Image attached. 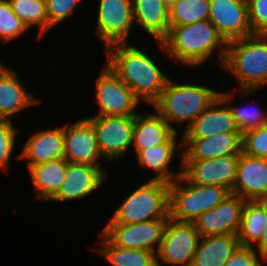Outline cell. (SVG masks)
Instances as JSON below:
<instances>
[{
  "mask_svg": "<svg viewBox=\"0 0 267 266\" xmlns=\"http://www.w3.org/2000/svg\"><path fill=\"white\" fill-rule=\"evenodd\" d=\"M135 44H113L105 48V64L141 102L152 106L169 79L149 54Z\"/></svg>",
  "mask_w": 267,
  "mask_h": 266,
  "instance_id": "obj_1",
  "label": "cell"
},
{
  "mask_svg": "<svg viewBox=\"0 0 267 266\" xmlns=\"http://www.w3.org/2000/svg\"><path fill=\"white\" fill-rule=\"evenodd\" d=\"M155 44H158L159 49L166 53L170 60L186 68L203 65L217 51V60H220L222 65L227 49V43L209 20L169 26L167 36Z\"/></svg>",
  "mask_w": 267,
  "mask_h": 266,
  "instance_id": "obj_2",
  "label": "cell"
},
{
  "mask_svg": "<svg viewBox=\"0 0 267 266\" xmlns=\"http://www.w3.org/2000/svg\"><path fill=\"white\" fill-rule=\"evenodd\" d=\"M221 67L237 79L241 95L261 90L267 85V35L253 34L227 43Z\"/></svg>",
  "mask_w": 267,
  "mask_h": 266,
  "instance_id": "obj_3",
  "label": "cell"
},
{
  "mask_svg": "<svg viewBox=\"0 0 267 266\" xmlns=\"http://www.w3.org/2000/svg\"><path fill=\"white\" fill-rule=\"evenodd\" d=\"M219 90L190 82L168 79L160 98L151 106L176 132L175 125L185 124L184 130L219 96ZM174 123V124H173Z\"/></svg>",
  "mask_w": 267,
  "mask_h": 266,
  "instance_id": "obj_4",
  "label": "cell"
},
{
  "mask_svg": "<svg viewBox=\"0 0 267 266\" xmlns=\"http://www.w3.org/2000/svg\"><path fill=\"white\" fill-rule=\"evenodd\" d=\"M231 192L225 187L190 183L183 175L169 186V218L193 222L221 203Z\"/></svg>",
  "mask_w": 267,
  "mask_h": 266,
  "instance_id": "obj_5",
  "label": "cell"
},
{
  "mask_svg": "<svg viewBox=\"0 0 267 266\" xmlns=\"http://www.w3.org/2000/svg\"><path fill=\"white\" fill-rule=\"evenodd\" d=\"M169 186L147 180L128 195L107 223L133 224L169 218Z\"/></svg>",
  "mask_w": 267,
  "mask_h": 266,
  "instance_id": "obj_6",
  "label": "cell"
},
{
  "mask_svg": "<svg viewBox=\"0 0 267 266\" xmlns=\"http://www.w3.org/2000/svg\"><path fill=\"white\" fill-rule=\"evenodd\" d=\"M94 127L102 159L117 161L132 147L135 115L86 116Z\"/></svg>",
  "mask_w": 267,
  "mask_h": 266,
  "instance_id": "obj_7",
  "label": "cell"
},
{
  "mask_svg": "<svg viewBox=\"0 0 267 266\" xmlns=\"http://www.w3.org/2000/svg\"><path fill=\"white\" fill-rule=\"evenodd\" d=\"M200 238L193 222L168 218L156 252L157 266H191Z\"/></svg>",
  "mask_w": 267,
  "mask_h": 266,
  "instance_id": "obj_8",
  "label": "cell"
},
{
  "mask_svg": "<svg viewBox=\"0 0 267 266\" xmlns=\"http://www.w3.org/2000/svg\"><path fill=\"white\" fill-rule=\"evenodd\" d=\"M95 91L100 111L90 116L136 115V109L142 104L106 64L96 78Z\"/></svg>",
  "mask_w": 267,
  "mask_h": 266,
  "instance_id": "obj_9",
  "label": "cell"
},
{
  "mask_svg": "<svg viewBox=\"0 0 267 266\" xmlns=\"http://www.w3.org/2000/svg\"><path fill=\"white\" fill-rule=\"evenodd\" d=\"M95 35L104 48L113 44L128 43L133 30L131 0H99Z\"/></svg>",
  "mask_w": 267,
  "mask_h": 266,
  "instance_id": "obj_10",
  "label": "cell"
},
{
  "mask_svg": "<svg viewBox=\"0 0 267 266\" xmlns=\"http://www.w3.org/2000/svg\"><path fill=\"white\" fill-rule=\"evenodd\" d=\"M168 219L122 224L107 223L101 232L116 246L156 253Z\"/></svg>",
  "mask_w": 267,
  "mask_h": 266,
  "instance_id": "obj_11",
  "label": "cell"
},
{
  "mask_svg": "<svg viewBox=\"0 0 267 266\" xmlns=\"http://www.w3.org/2000/svg\"><path fill=\"white\" fill-rule=\"evenodd\" d=\"M240 155L182 160V175L190 182L225 187L232 193Z\"/></svg>",
  "mask_w": 267,
  "mask_h": 266,
  "instance_id": "obj_12",
  "label": "cell"
},
{
  "mask_svg": "<svg viewBox=\"0 0 267 266\" xmlns=\"http://www.w3.org/2000/svg\"><path fill=\"white\" fill-rule=\"evenodd\" d=\"M209 21L226 43L253 35L242 0H210Z\"/></svg>",
  "mask_w": 267,
  "mask_h": 266,
  "instance_id": "obj_13",
  "label": "cell"
},
{
  "mask_svg": "<svg viewBox=\"0 0 267 266\" xmlns=\"http://www.w3.org/2000/svg\"><path fill=\"white\" fill-rule=\"evenodd\" d=\"M100 157L102 159L95 129L86 118L64 125V159L67 162L98 166L108 175V171L98 160Z\"/></svg>",
  "mask_w": 267,
  "mask_h": 266,
  "instance_id": "obj_14",
  "label": "cell"
},
{
  "mask_svg": "<svg viewBox=\"0 0 267 266\" xmlns=\"http://www.w3.org/2000/svg\"><path fill=\"white\" fill-rule=\"evenodd\" d=\"M245 202L238 195L229 194L221 203L193 221L199 235H237Z\"/></svg>",
  "mask_w": 267,
  "mask_h": 266,
  "instance_id": "obj_15",
  "label": "cell"
},
{
  "mask_svg": "<svg viewBox=\"0 0 267 266\" xmlns=\"http://www.w3.org/2000/svg\"><path fill=\"white\" fill-rule=\"evenodd\" d=\"M108 175L98 166L67 162L64 182L50 202L84 199L96 192Z\"/></svg>",
  "mask_w": 267,
  "mask_h": 266,
  "instance_id": "obj_16",
  "label": "cell"
},
{
  "mask_svg": "<svg viewBox=\"0 0 267 266\" xmlns=\"http://www.w3.org/2000/svg\"><path fill=\"white\" fill-rule=\"evenodd\" d=\"M232 194L245 201L267 200V159L242 152Z\"/></svg>",
  "mask_w": 267,
  "mask_h": 266,
  "instance_id": "obj_17",
  "label": "cell"
},
{
  "mask_svg": "<svg viewBox=\"0 0 267 266\" xmlns=\"http://www.w3.org/2000/svg\"><path fill=\"white\" fill-rule=\"evenodd\" d=\"M181 140L182 160H205L242 153V133H218L207 138Z\"/></svg>",
  "mask_w": 267,
  "mask_h": 266,
  "instance_id": "obj_18",
  "label": "cell"
},
{
  "mask_svg": "<svg viewBox=\"0 0 267 266\" xmlns=\"http://www.w3.org/2000/svg\"><path fill=\"white\" fill-rule=\"evenodd\" d=\"M177 134L178 132H175L165 143L141 150L135 154L141 167L155 173L154 177L149 180L163 181L170 184L182 175V140H177ZM177 150L180 152L177 154L180 160L179 169L176 173V171L171 170L169 165L173 162Z\"/></svg>",
  "mask_w": 267,
  "mask_h": 266,
  "instance_id": "obj_19",
  "label": "cell"
},
{
  "mask_svg": "<svg viewBox=\"0 0 267 266\" xmlns=\"http://www.w3.org/2000/svg\"><path fill=\"white\" fill-rule=\"evenodd\" d=\"M18 72L0 62V120L12 121L13 115L23 109L39 104L41 99L35 97L22 81Z\"/></svg>",
  "mask_w": 267,
  "mask_h": 266,
  "instance_id": "obj_20",
  "label": "cell"
},
{
  "mask_svg": "<svg viewBox=\"0 0 267 266\" xmlns=\"http://www.w3.org/2000/svg\"><path fill=\"white\" fill-rule=\"evenodd\" d=\"M181 138H207L218 133H241L229 105L218 96L185 130Z\"/></svg>",
  "mask_w": 267,
  "mask_h": 266,
  "instance_id": "obj_21",
  "label": "cell"
},
{
  "mask_svg": "<svg viewBox=\"0 0 267 266\" xmlns=\"http://www.w3.org/2000/svg\"><path fill=\"white\" fill-rule=\"evenodd\" d=\"M64 158V124L31 135L25 141L17 159L27 161V168L55 159Z\"/></svg>",
  "mask_w": 267,
  "mask_h": 266,
  "instance_id": "obj_22",
  "label": "cell"
},
{
  "mask_svg": "<svg viewBox=\"0 0 267 266\" xmlns=\"http://www.w3.org/2000/svg\"><path fill=\"white\" fill-rule=\"evenodd\" d=\"M131 1L134 25L161 42L169 31V5L164 0Z\"/></svg>",
  "mask_w": 267,
  "mask_h": 266,
  "instance_id": "obj_23",
  "label": "cell"
},
{
  "mask_svg": "<svg viewBox=\"0 0 267 266\" xmlns=\"http://www.w3.org/2000/svg\"><path fill=\"white\" fill-rule=\"evenodd\" d=\"M176 131L155 111L135 115L132 146L139 151L165 143Z\"/></svg>",
  "mask_w": 267,
  "mask_h": 266,
  "instance_id": "obj_24",
  "label": "cell"
},
{
  "mask_svg": "<svg viewBox=\"0 0 267 266\" xmlns=\"http://www.w3.org/2000/svg\"><path fill=\"white\" fill-rule=\"evenodd\" d=\"M67 161L64 158L51 160L28 169L36 200L49 202L64 182Z\"/></svg>",
  "mask_w": 267,
  "mask_h": 266,
  "instance_id": "obj_25",
  "label": "cell"
},
{
  "mask_svg": "<svg viewBox=\"0 0 267 266\" xmlns=\"http://www.w3.org/2000/svg\"><path fill=\"white\" fill-rule=\"evenodd\" d=\"M238 246L235 234L201 237L191 266H224Z\"/></svg>",
  "mask_w": 267,
  "mask_h": 266,
  "instance_id": "obj_26",
  "label": "cell"
},
{
  "mask_svg": "<svg viewBox=\"0 0 267 266\" xmlns=\"http://www.w3.org/2000/svg\"><path fill=\"white\" fill-rule=\"evenodd\" d=\"M100 247L90 250L101 255L112 266H157L156 253L127 249L114 245L102 232H99Z\"/></svg>",
  "mask_w": 267,
  "mask_h": 266,
  "instance_id": "obj_27",
  "label": "cell"
},
{
  "mask_svg": "<svg viewBox=\"0 0 267 266\" xmlns=\"http://www.w3.org/2000/svg\"><path fill=\"white\" fill-rule=\"evenodd\" d=\"M265 200L246 201L237 238L240 246L254 247L265 230Z\"/></svg>",
  "mask_w": 267,
  "mask_h": 266,
  "instance_id": "obj_28",
  "label": "cell"
},
{
  "mask_svg": "<svg viewBox=\"0 0 267 266\" xmlns=\"http://www.w3.org/2000/svg\"><path fill=\"white\" fill-rule=\"evenodd\" d=\"M210 0H175L169 4L170 26L209 20Z\"/></svg>",
  "mask_w": 267,
  "mask_h": 266,
  "instance_id": "obj_29",
  "label": "cell"
},
{
  "mask_svg": "<svg viewBox=\"0 0 267 266\" xmlns=\"http://www.w3.org/2000/svg\"><path fill=\"white\" fill-rule=\"evenodd\" d=\"M16 14L29 29L37 26V37L41 39L48 33V17L45 0H9Z\"/></svg>",
  "mask_w": 267,
  "mask_h": 266,
  "instance_id": "obj_30",
  "label": "cell"
},
{
  "mask_svg": "<svg viewBox=\"0 0 267 266\" xmlns=\"http://www.w3.org/2000/svg\"><path fill=\"white\" fill-rule=\"evenodd\" d=\"M235 91V88L229 92L220 91L219 96L229 105L239 131L243 134L245 131L267 124V111L259 110L256 106L253 108L252 105L246 108V106L238 107L230 104L235 98Z\"/></svg>",
  "mask_w": 267,
  "mask_h": 266,
  "instance_id": "obj_31",
  "label": "cell"
},
{
  "mask_svg": "<svg viewBox=\"0 0 267 266\" xmlns=\"http://www.w3.org/2000/svg\"><path fill=\"white\" fill-rule=\"evenodd\" d=\"M28 28L14 14L9 0H0V40L10 42L27 32Z\"/></svg>",
  "mask_w": 267,
  "mask_h": 266,
  "instance_id": "obj_32",
  "label": "cell"
},
{
  "mask_svg": "<svg viewBox=\"0 0 267 266\" xmlns=\"http://www.w3.org/2000/svg\"><path fill=\"white\" fill-rule=\"evenodd\" d=\"M20 130L22 129L14 127L13 121L0 120V170L5 173L10 169V158L14 153L16 138Z\"/></svg>",
  "mask_w": 267,
  "mask_h": 266,
  "instance_id": "obj_33",
  "label": "cell"
},
{
  "mask_svg": "<svg viewBox=\"0 0 267 266\" xmlns=\"http://www.w3.org/2000/svg\"><path fill=\"white\" fill-rule=\"evenodd\" d=\"M242 152L252 157L267 159V124L242 134Z\"/></svg>",
  "mask_w": 267,
  "mask_h": 266,
  "instance_id": "obj_34",
  "label": "cell"
},
{
  "mask_svg": "<svg viewBox=\"0 0 267 266\" xmlns=\"http://www.w3.org/2000/svg\"><path fill=\"white\" fill-rule=\"evenodd\" d=\"M48 17V31L59 23H63L82 0H45Z\"/></svg>",
  "mask_w": 267,
  "mask_h": 266,
  "instance_id": "obj_35",
  "label": "cell"
},
{
  "mask_svg": "<svg viewBox=\"0 0 267 266\" xmlns=\"http://www.w3.org/2000/svg\"><path fill=\"white\" fill-rule=\"evenodd\" d=\"M247 5L252 33L267 35V0H249Z\"/></svg>",
  "mask_w": 267,
  "mask_h": 266,
  "instance_id": "obj_36",
  "label": "cell"
},
{
  "mask_svg": "<svg viewBox=\"0 0 267 266\" xmlns=\"http://www.w3.org/2000/svg\"><path fill=\"white\" fill-rule=\"evenodd\" d=\"M267 261L253 248L238 246L224 266H266Z\"/></svg>",
  "mask_w": 267,
  "mask_h": 266,
  "instance_id": "obj_37",
  "label": "cell"
},
{
  "mask_svg": "<svg viewBox=\"0 0 267 266\" xmlns=\"http://www.w3.org/2000/svg\"><path fill=\"white\" fill-rule=\"evenodd\" d=\"M265 230L258 243L253 247L267 261V200H265Z\"/></svg>",
  "mask_w": 267,
  "mask_h": 266,
  "instance_id": "obj_38",
  "label": "cell"
},
{
  "mask_svg": "<svg viewBox=\"0 0 267 266\" xmlns=\"http://www.w3.org/2000/svg\"><path fill=\"white\" fill-rule=\"evenodd\" d=\"M168 5L172 2H174L175 0H164Z\"/></svg>",
  "mask_w": 267,
  "mask_h": 266,
  "instance_id": "obj_39",
  "label": "cell"
}]
</instances>
